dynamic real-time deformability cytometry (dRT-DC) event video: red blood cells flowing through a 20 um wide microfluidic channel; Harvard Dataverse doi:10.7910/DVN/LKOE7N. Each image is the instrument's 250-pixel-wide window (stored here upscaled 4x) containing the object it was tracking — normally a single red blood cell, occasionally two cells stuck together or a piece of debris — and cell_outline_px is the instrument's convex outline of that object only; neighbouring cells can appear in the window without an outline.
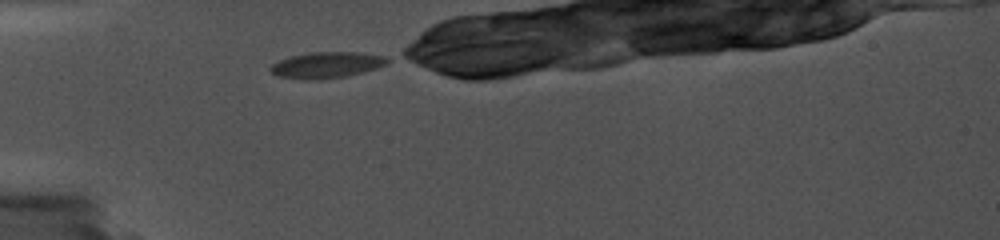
{"species": "common noctule bat (a hibernating species)", "species_latin": "Nyctalus noctula", "temperature_condition": "cold", "stored_images_in_passage": 50, "camera_frame_rate_fps": 5000, "um_per_image_px": 0.085, "animal": {"sex": "female", "body_mass_g": 19.0, "forearm_length_mm": 56.7}, "frame": {"image": 1, "passage_image": 1, "time_ms": 0.0, "image_size_px": [1000, 240], "cell_outline_px": [[388, 60], [384, 64], [376, 68], [344, 76], [312, 80], [304, 80], [280, 76], [272, 72], [268, 68], [272, 64], [280, 60], [292, 56], [308, 52], [360, 52], [384, 56]], "centroid_in_image_um": [27.71, 5.51], "position_along_channel_um": 57.3, "area_um2": 17.4}}
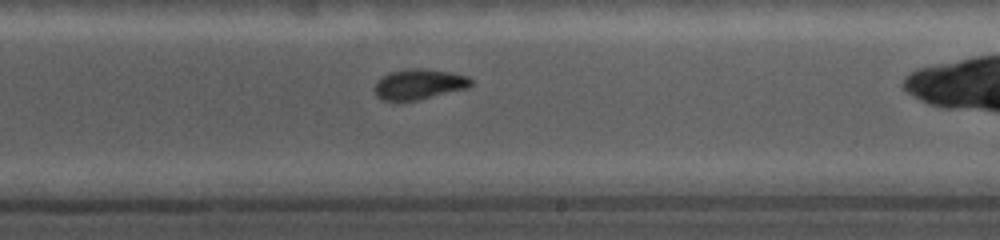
{"frame": {"image": 2, "passage_image": 32, "time_ms": 5.6, "image_size_px": [1000, 240], "cell_outline_px": [[472, 84], [468, 88], [420, 100], [380, 100], [376, 96], [372, 88], [376, 80], [392, 72], [408, 68], [424, 68], [452, 72], [468, 76], [472, 80]], "centroid_in_image_um": [35.61, 7.16], "position_along_channel_um": 253.4, "area_um2": 17.34}}
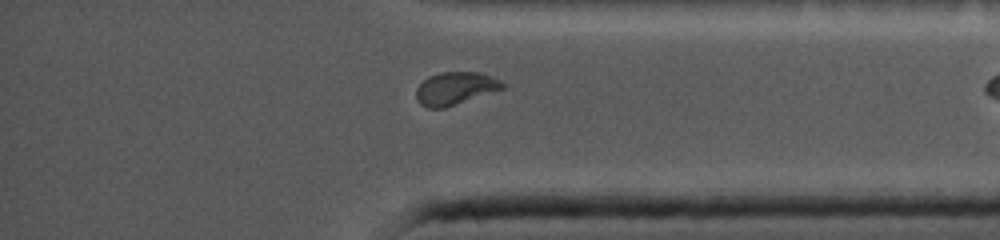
{"frame": {"image": 3, "passage_image": 48, "time_ms": 9.4, "image_size_px": [1000, 240], "cell_outline_px": [[504, 88], [444, 108], [428, 108], [420, 104], [416, 100], [416, 88], [428, 76], [440, 72], [480, 72], [492, 76], [500, 80], [504, 84]], "centroid_in_image_um": [38.67, 7.5], "position_along_channel_um": 396.5, "area_um2": 16.42}}